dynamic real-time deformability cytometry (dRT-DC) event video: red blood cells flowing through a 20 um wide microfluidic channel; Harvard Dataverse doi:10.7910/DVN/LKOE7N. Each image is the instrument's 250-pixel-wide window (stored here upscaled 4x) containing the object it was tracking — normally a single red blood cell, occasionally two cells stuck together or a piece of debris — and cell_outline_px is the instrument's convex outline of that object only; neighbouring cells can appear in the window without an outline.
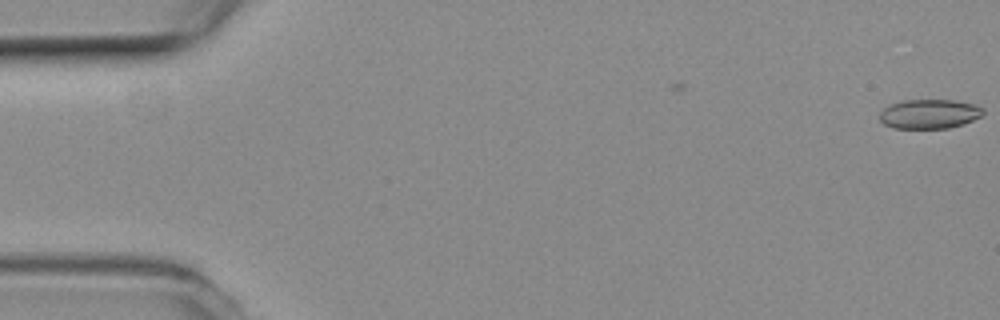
{"species": "common noctule bat (a hibernating species)", "species_latin": "Nyctalus noctula", "temperature_condition": "room temperature", "stored_images_in_passage": 2, "camera_frame_rate_fps": 3000, "um_per_image_px": 0.085, "animal": {"sex": "female", "body_mass_g": 19.3, "forearm_length_mm": 54.1}, "frame": {"image": 1, "passage_image": 2, "time_ms": 0.333, "image_size_px": [1000, 320], "cell_outline_px": [[984, 112], [980, 116], [964, 124], [948, 128], [892, 128], [884, 124], [880, 120], [880, 112], [888, 104], [900, 100], [952, 100], [972, 104], [984, 108]], "centroid_in_image_um": [78.96, 9.68], "position_along_channel_um": 6.0, "area_um2": 17.74}}